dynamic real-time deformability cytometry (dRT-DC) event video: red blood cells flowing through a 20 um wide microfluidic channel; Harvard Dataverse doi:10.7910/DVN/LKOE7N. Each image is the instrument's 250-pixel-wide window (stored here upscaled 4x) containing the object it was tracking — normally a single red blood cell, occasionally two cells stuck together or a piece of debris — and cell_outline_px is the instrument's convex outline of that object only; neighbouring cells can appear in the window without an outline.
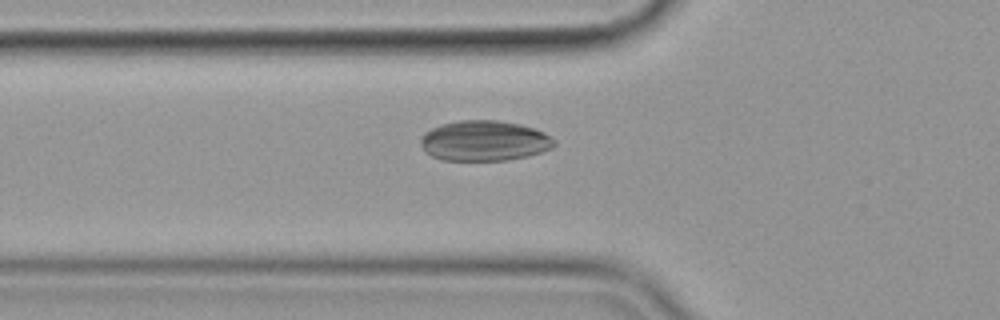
{"species": "common noctule bat (a hibernating species)", "species_latin": "Nyctalus noctula", "temperature_condition": "cold", "stored_images_in_passage": 56, "camera_frame_rate_fps": 3000, "um_per_image_px": 0.085, "animal": {"sex": "female", "body_mass_g": 19.9}, "frame": {"image": 1, "passage_image": 20, "time_ms": 6.333, "image_size_px": [1000, 320], "cell_outline_px": [[556, 144], [552, 148], [528, 156], [508, 160], [444, 160], [432, 156], [424, 152], [420, 144], [420, 136], [424, 132], [440, 124], [460, 120], [496, 120], [520, 124], [544, 132], [556, 140]], "centroid_in_image_um": [41.14, 11.96], "position_along_channel_um": 84.7, "area_um2": 31.62}}
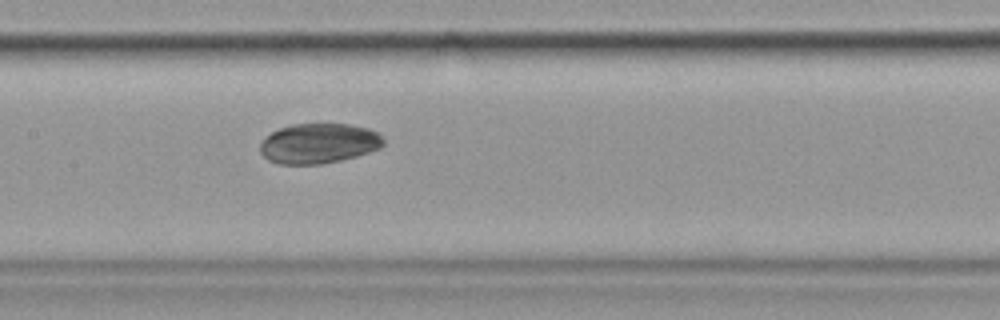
{"frame": {"image": 2, "passage_image": 28, "time_ms": 9.0, "image_size_px": [1000, 320], "cell_outline_px": [[384, 144], [380, 148], [356, 156], [340, 160], [320, 164], [280, 164], [268, 160], [260, 152], [260, 144], [272, 132], [280, 128], [292, 124], [348, 124], [368, 128], [380, 132], [384, 140]], "centroid_in_image_um": [27.12, 12.18], "position_along_channel_um": 180.3, "area_um2": 28.73}}
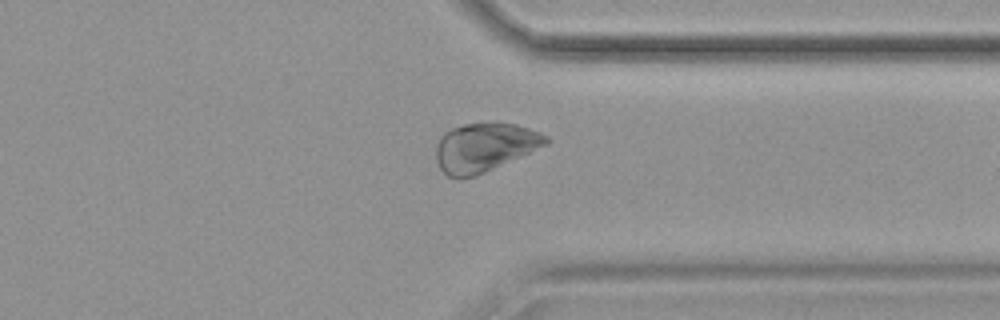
{"frame": {"image": 3, "passage_image": 44, "time_ms": 14.333, "image_size_px": [1000, 320], "cell_outline_px": [[552, 140], [548, 144], [476, 176], [460, 180], [448, 176], [440, 168], [436, 160], [436, 144], [440, 136], [444, 132], [452, 128], [464, 124], [488, 120], [516, 124], [540, 132], [548, 136]], "centroid_in_image_um": [41.18, 12.49], "position_along_channel_um": 370.2, "area_um2": 31.91}}